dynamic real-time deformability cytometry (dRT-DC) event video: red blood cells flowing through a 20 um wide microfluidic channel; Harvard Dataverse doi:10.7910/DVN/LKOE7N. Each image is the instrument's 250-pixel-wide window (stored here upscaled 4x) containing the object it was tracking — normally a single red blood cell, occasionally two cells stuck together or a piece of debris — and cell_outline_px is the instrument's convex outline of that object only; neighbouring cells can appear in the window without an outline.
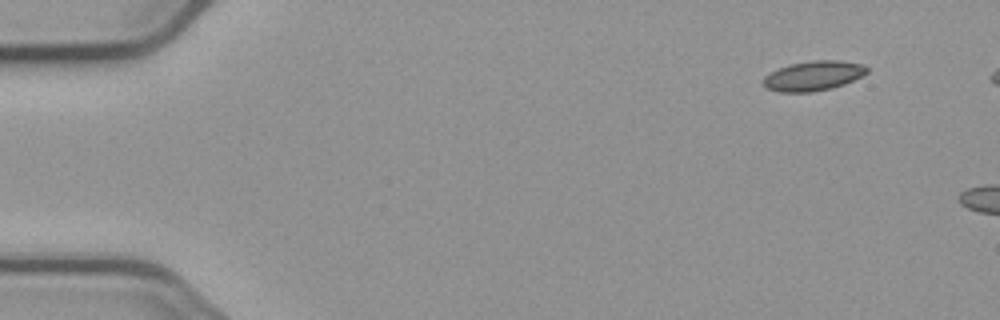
{"species": "common noctule bat (a hibernating species)", "species_latin": "Nyctalus noctula", "temperature_condition": "cold", "stored_images_in_passage": 3, "camera_frame_rate_fps": 3000, "um_per_image_px": 0.085, "animal": {"sex": "male", "body_mass_g": 23.1, "forearm_length_mm": 52.7}, "frame": {"image": 1, "passage_image": 1, "time_ms": 0.0, "image_size_px": [1000, 320], "cell_outline_px": [[868, 72], [864, 76], [844, 84], [832, 88], [812, 92], [780, 92], [764, 88], [760, 84], [760, 80], [764, 76], [780, 68], [792, 64], [812, 60], [836, 60], [864, 64], [868, 68]], "centroid_in_image_um": [69.12, 6.46], "position_along_channel_um": 15.9, "area_um2": 18.21}}